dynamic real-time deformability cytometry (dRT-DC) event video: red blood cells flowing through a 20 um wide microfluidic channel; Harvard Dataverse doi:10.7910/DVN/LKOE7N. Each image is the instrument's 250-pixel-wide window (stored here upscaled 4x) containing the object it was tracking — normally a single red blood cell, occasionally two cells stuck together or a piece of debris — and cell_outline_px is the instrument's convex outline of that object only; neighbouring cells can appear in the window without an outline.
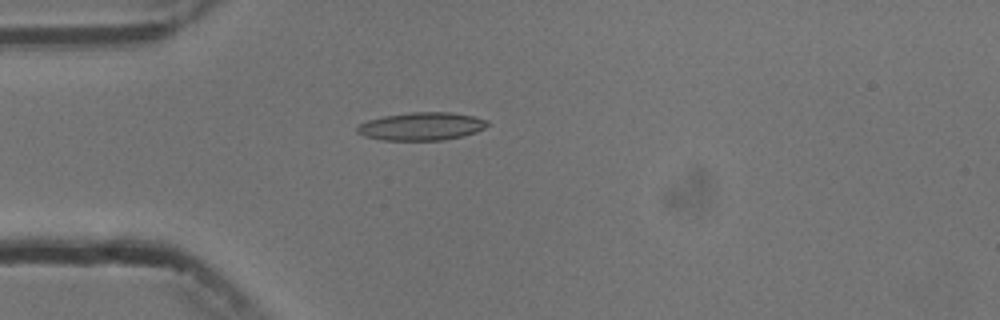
{"species": "common noctule bat (a hibernating species)", "species_latin": "Nyctalus noctula", "temperature_condition": "cold", "stored_images_in_passage": 5, "camera_frame_rate_fps": 3000, "um_per_image_px": 0.085, "animal": {"sex": "male", "body_mass_g": 13.3}, "frame": {"image": 1, "passage_image": 4, "time_ms": 3.667, "image_size_px": [1000, 320], "cell_outline_px": [[488, 124], [484, 128], [476, 132], [464, 136], [444, 140], [380, 140], [364, 136], [356, 132], [356, 128], [360, 124], [368, 120], [384, 116], [412, 112], [452, 112], [472, 116], [488, 120]], "centroid_in_image_um": [35.83, 10.74], "position_along_channel_um": 49.2, "area_um2": 21.27}}